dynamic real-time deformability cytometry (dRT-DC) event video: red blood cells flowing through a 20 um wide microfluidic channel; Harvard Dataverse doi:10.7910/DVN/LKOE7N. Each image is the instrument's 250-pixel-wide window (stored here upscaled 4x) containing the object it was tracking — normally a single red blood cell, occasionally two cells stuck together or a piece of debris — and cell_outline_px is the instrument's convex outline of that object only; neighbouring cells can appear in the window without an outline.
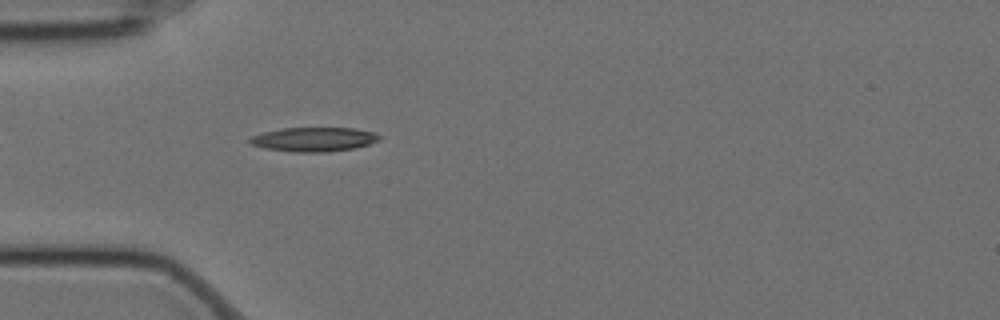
{"species": "Egyptian fruit bat (a non-hibernating species)", "species_latin": "Rousettus aegyptiacus", "temperature_condition": "cold", "stored_images_in_passage": 4, "camera_frame_rate_fps": 3000, "um_per_image_px": 0.085, "animal": {"sex": "female"}, "frame": {"image": 1, "passage_image": 4, "time_ms": 1.0, "image_size_px": [1000, 320], "cell_outline_px": [[380, 140], [356, 148], [328, 152], [292, 152], [264, 148], [248, 144], [248, 136], [264, 132], [284, 128], [356, 128], [376, 132], [380, 136]], "centroid_in_image_um": [26.66, 11.85], "position_along_channel_um": 58.3, "area_um2": 18.55}}